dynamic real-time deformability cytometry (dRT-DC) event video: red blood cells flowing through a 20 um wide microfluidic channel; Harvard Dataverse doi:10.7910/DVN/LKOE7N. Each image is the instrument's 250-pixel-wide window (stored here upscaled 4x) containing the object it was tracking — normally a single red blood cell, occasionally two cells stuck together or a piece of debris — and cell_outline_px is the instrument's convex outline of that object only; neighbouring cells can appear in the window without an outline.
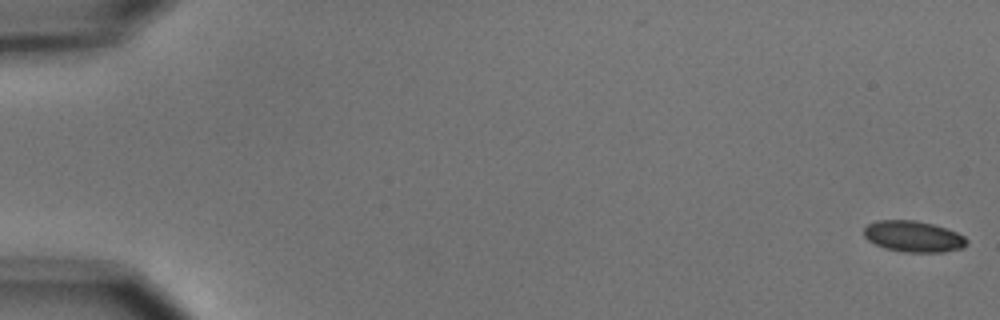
{"species": "common noctule bat (a hibernating species)", "species_latin": "Nyctalus noctula", "temperature_condition": "cold", "stored_images_in_passage": 6, "camera_frame_rate_fps": 3000, "um_per_image_px": 0.085, "animal": {"sex": "male", "body_mass_g": 15.6}, "frame": {"image": 1, "passage_image": 1, "time_ms": 0.0, "image_size_px": [1000, 320], "cell_outline_px": [[968, 240], [964, 248], [944, 252], [904, 252], [884, 248], [868, 240], [864, 236], [864, 228], [868, 224], [876, 220], [916, 220], [932, 224], [956, 232], [964, 236]], "centroid_in_image_um": [77.63, 20.1], "position_along_channel_um": 7.4, "area_um2": 18.67}}
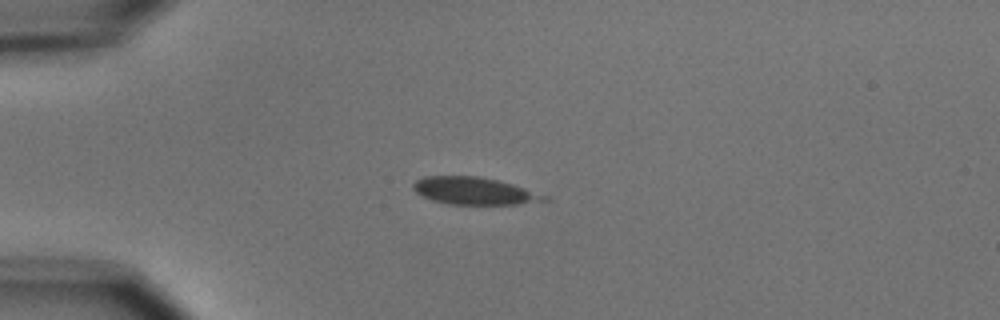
{"frame": {"image": 2, "passage_image": 5, "time_ms": 4.667, "image_size_px": [1000, 320], "cell_outline_px": [[552, 200], [516, 204], [452, 204], [432, 200], [416, 192], [412, 188], [412, 184], [416, 180], [424, 176], [480, 176], [512, 184], [548, 196]], "centroid_in_image_um": [40.31, 16.22], "position_along_channel_um": 44.7, "area_um2": 20.69}}